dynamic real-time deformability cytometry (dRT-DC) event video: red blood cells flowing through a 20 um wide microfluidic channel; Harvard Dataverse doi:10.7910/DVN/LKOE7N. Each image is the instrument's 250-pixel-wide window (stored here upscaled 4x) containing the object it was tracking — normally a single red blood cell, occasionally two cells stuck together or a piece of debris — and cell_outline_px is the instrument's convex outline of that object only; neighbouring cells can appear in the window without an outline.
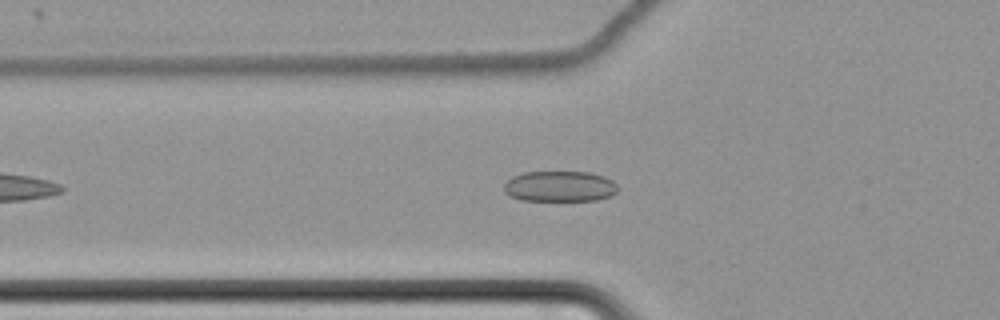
{"species": "common noctule bat (a hibernating species)", "species_latin": "Nyctalus noctula", "temperature_condition": "cold", "stored_images_in_passage": 48, "camera_frame_rate_fps": 3000, "um_per_image_px": 0.085, "animal": {"sex": "female", "body_mass_g": 22.7, "forearm_length_mm": 54.2}, "frame": {"image": 1, "passage_image": 10, "time_ms": 3.0, "image_size_px": [1000, 320], "cell_outline_px": [[616, 192], [612, 196], [596, 200], [520, 200], [508, 196], [504, 192], [504, 184], [512, 176], [524, 172], [588, 172], [604, 176], [612, 180], [616, 184]], "centroid_in_image_um": [47.55, 15.84], "position_along_channel_um": 78.2, "area_um2": 20.4}}
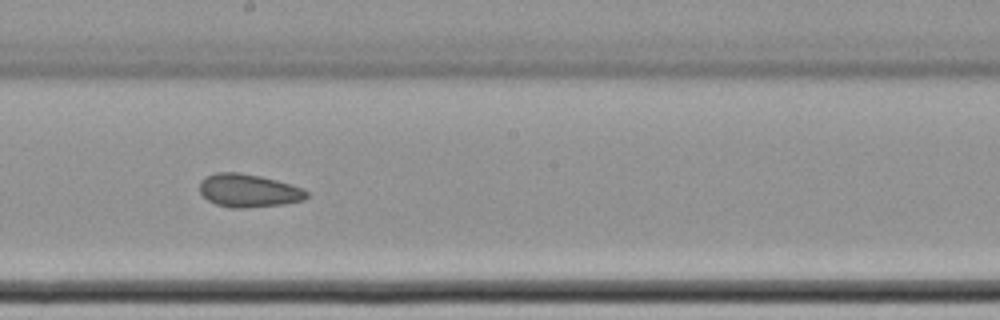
{"frame": {"image": 2, "passage_image": 23, "time_ms": 7.333, "image_size_px": [1000, 320], "cell_outline_px": [[308, 196], [304, 200], [284, 204], [244, 208], [232, 208], [216, 204], [208, 200], [200, 192], [200, 180], [216, 172], [240, 172], [260, 176], [276, 180], [300, 188], [308, 192]], "centroid_in_image_um": [21.11, 16.2], "position_along_channel_um": 227.1, "area_um2": 20.52}}
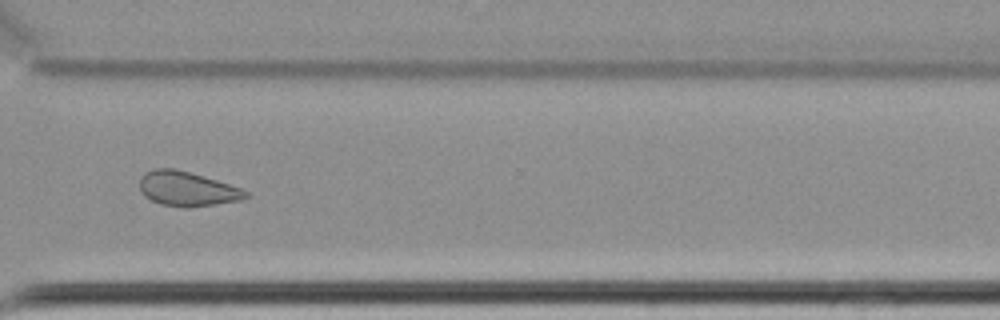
{"frame": {"image": 3, "passage_image": 34, "time_ms": 11.0, "image_size_px": [1000, 320], "cell_outline_px": [[248, 196], [240, 200], [184, 208], [160, 204], [144, 196], [140, 192], [140, 176], [144, 172], [152, 168], [176, 168], [204, 176], [240, 188], [248, 192]], "centroid_in_image_um": [15.84, 16.03], "position_along_channel_um": 354.8, "area_um2": 21.33}, "authors_computed_cell_mechanics": {"area_um2": 21.2415, "velocity_mm_per_s": 3.4589, "shape_relaxation_time_tau1_ms": null, "shape_relaxation_time_tau2_ms": 4.2435, "deformation_change_tau1": null, "deformation_change_tau2": 0.091}}